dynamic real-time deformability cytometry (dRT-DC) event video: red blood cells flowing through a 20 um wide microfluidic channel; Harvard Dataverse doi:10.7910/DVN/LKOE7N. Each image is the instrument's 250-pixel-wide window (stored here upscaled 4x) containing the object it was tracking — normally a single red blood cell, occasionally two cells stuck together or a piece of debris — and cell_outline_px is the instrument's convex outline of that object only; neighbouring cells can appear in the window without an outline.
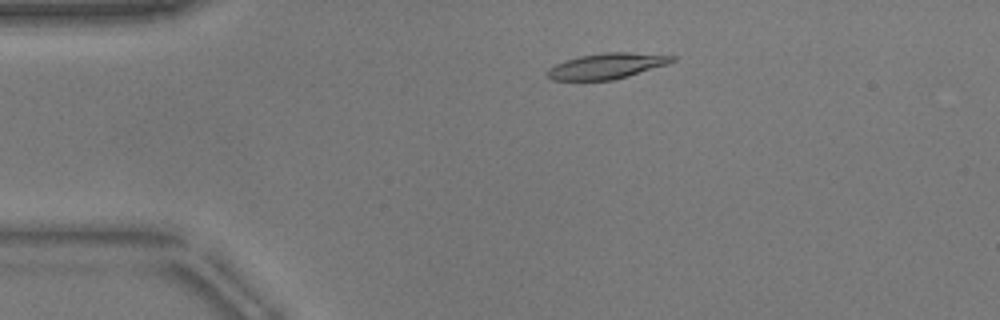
{"species": "common noctule bat (a hibernating species)", "species_latin": "Nyctalus noctula", "temperature_condition": "warm", "stored_images_in_passage": 50, "camera_frame_rate_fps": 3000, "um_per_image_px": 0.085, "animal": {"sex": "male", "body_mass_g": 17.9}, "frame": {"image": 1, "passage_image": 8, "time_ms": 2.333, "image_size_px": [1000, 320], "cell_outline_px": [[676, 60], [668, 64], [628, 76], [612, 80], [552, 80], [548, 76], [548, 68], [564, 60], [580, 56], [604, 52], [628, 52], [676, 56]], "centroid_in_image_um": [51.59, 5.6], "position_along_channel_um": 33.4, "area_um2": 18.55}}
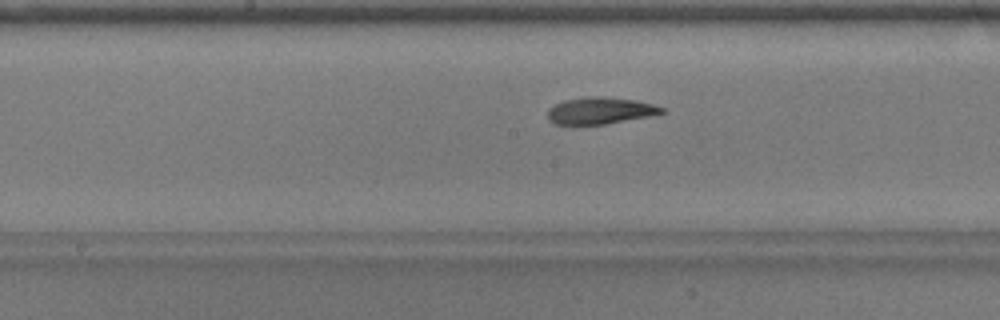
{"frame": {"image": 2, "passage_image": 24, "time_ms": 7.667, "image_size_px": [1000, 320], "cell_outline_px": [[664, 112], [648, 116], [604, 124], [556, 124], [548, 120], [548, 108], [564, 100], [588, 96], [604, 96], [636, 100], [652, 104], [664, 108]], "centroid_in_image_um": [50.99, 9.39], "position_along_channel_um": 197.2, "area_um2": 17.63}}
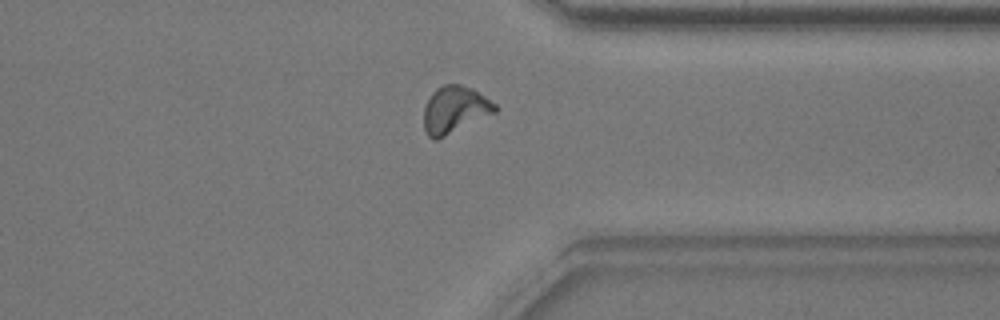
{"frame": {"image": 3, "passage_image": 38, "time_ms": 12.333, "image_size_px": [1000, 320], "cell_outline_px": [[500, 108], [496, 112], [436, 140], [432, 140], [428, 136], [424, 128], [424, 108], [432, 92], [436, 88], [444, 84], [460, 84], [472, 88], [496, 104]], "centroid_in_image_um": [38.65, 9.31], "position_along_channel_um": 372.7, "area_um2": 19.42}, "authors_computed_cell_mechanics": {"area_um2": 18.2937, "velocity_mm_per_s": 3.8246, "shape_relaxation_time_tau1_ms": 2.862, "shape_relaxation_time_tau2_ms": 3.632, "deformation_change_tau1": 0.1429, "deformation_change_tau2": 0.0942}}